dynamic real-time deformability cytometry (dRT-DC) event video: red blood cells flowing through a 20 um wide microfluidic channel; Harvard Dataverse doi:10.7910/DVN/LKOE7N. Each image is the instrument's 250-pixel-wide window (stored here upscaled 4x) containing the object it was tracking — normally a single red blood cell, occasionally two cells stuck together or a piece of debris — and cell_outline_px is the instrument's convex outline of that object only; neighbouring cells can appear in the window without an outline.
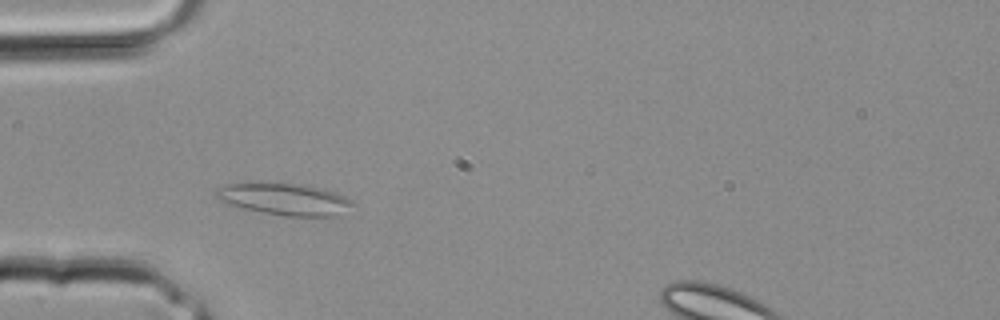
{"species": "common noctule bat (a hibernating species)", "species_latin": "Nyctalus noctula", "temperature_condition": "room temperature", "stored_images_in_passage": 28, "camera_frame_rate_fps": 3000, "um_per_image_px": 0.085, "animal": {"sex": "male", "body_mass_g": 20.4}, "frame": {"image": 1, "passage_image": 5, "time_ms": 1.333, "image_size_px": [1000, 320], "cell_outline_px": [[356, 204], [340, 216], [284, 216], [260, 212], [228, 204], [220, 200], [216, 196], [216, 192], [220, 188], [228, 184], [296, 184], [324, 188], [336, 192], [352, 200]], "centroid_in_image_um": [24.3, 16.96], "position_along_channel_um": 60.7, "area_um2": 25.03}}
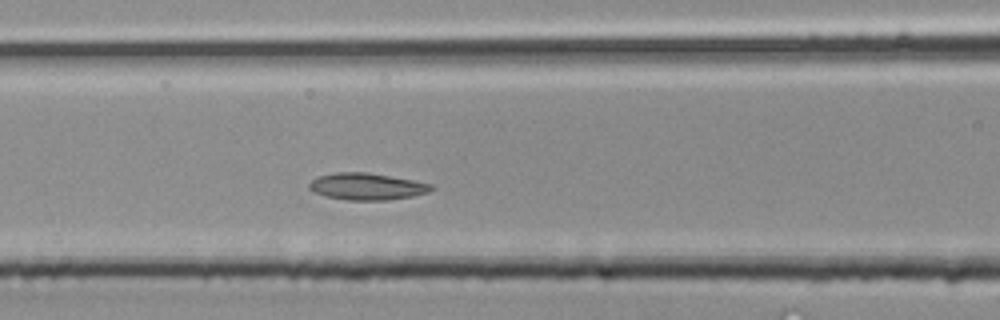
{"frame": {"image": 2, "passage_image": 9, "time_ms": 2.667, "image_size_px": [1000, 320], "cell_outline_px": [[436, 188], [428, 192], [412, 196], [388, 200], [348, 200], [324, 196], [312, 192], [308, 188], [308, 184], [316, 176], [336, 172], [364, 172], [412, 180], [432, 184]], "centroid_in_image_um": [31.14, 15.85], "position_along_channel_um": 135.5, "area_um2": 19.13}}
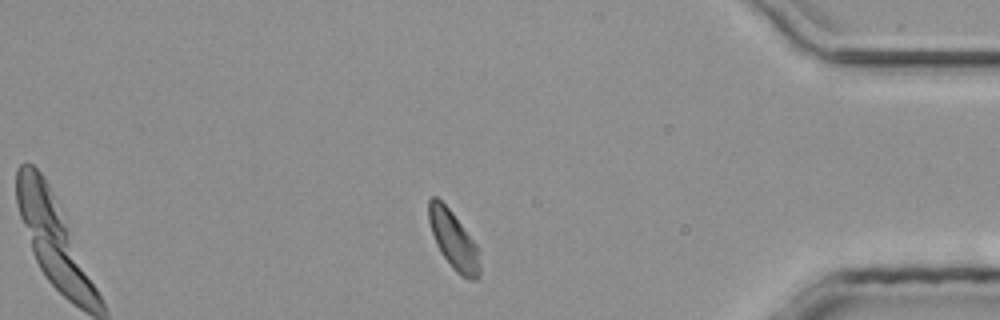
{"frame": {"image": 3, "passage_image": 24, "time_ms": 7.667, "image_size_px": [1000, 320], "cell_outline_px": [[480, 276], [476, 280], [468, 280], [460, 276], [452, 268], [440, 252], [436, 244], [428, 220], [428, 200], [432, 196], [436, 196], [452, 212], [476, 244], [480, 264]], "centroid_in_image_um": [38.54, 20.44], "position_along_channel_um": 396.7, "area_um2": 17.28}}